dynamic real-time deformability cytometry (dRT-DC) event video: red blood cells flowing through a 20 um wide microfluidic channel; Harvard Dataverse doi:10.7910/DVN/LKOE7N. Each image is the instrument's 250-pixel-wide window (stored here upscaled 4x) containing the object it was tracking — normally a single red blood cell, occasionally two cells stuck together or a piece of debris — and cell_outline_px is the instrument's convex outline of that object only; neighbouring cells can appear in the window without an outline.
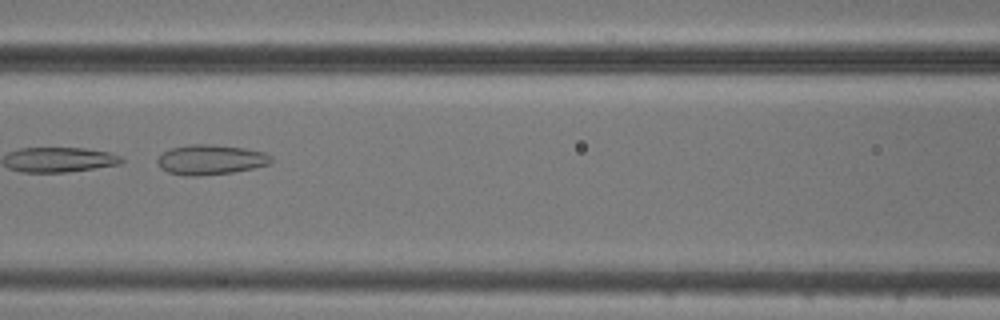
{"species": "common noctule bat (a hibernating species)", "species_latin": "Nyctalus noctula", "temperature_condition": "cold", "stored_images_in_passage": 13, "camera_frame_rate_fps": 3000, "um_per_image_px": 0.085, "animal": {"sex": "male", "body_mass_g": 20.5, "forearm_length_mm": 52.5}, "frame": {"image": 1, "passage_image": 6, "time_ms": 7.0, "image_size_px": [1000, 320], "cell_outline_px": [[272, 164], [232, 172], [200, 176], [184, 176], [168, 172], [160, 168], [156, 160], [164, 152], [172, 148], [192, 144], [208, 144], [244, 148], [264, 152], [272, 156]], "centroid_in_image_um": [17.91, 13.58], "position_along_channel_um": 148.7, "area_um2": 19.83}}
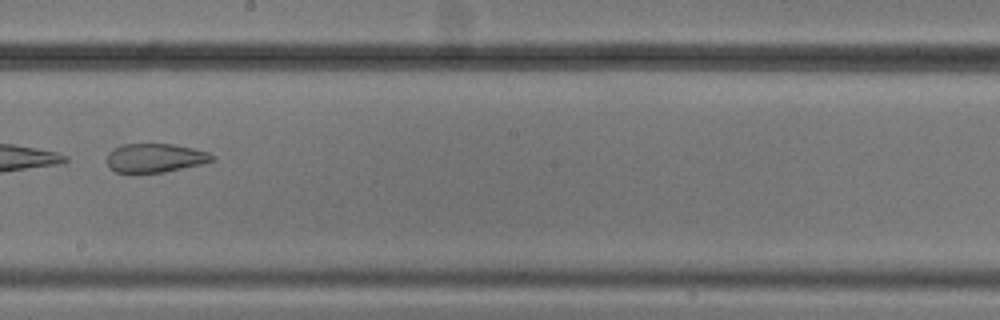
{"frame": {"image": 2, "passage_image": 8, "time_ms": 9.333, "image_size_px": [1000, 320], "cell_outline_px": [[216, 160], [204, 164], [164, 172], [136, 176], [132, 176], [116, 172], [108, 164], [108, 152], [112, 148], [120, 144], [172, 144], [192, 148], [208, 152], [216, 156]], "centroid_in_image_um": [13.17, 13.47], "position_along_channel_um": 235.0, "area_um2": 18.5}}
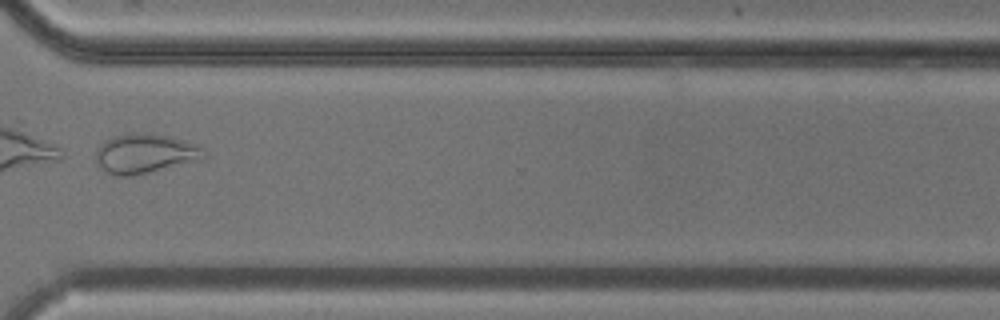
{"frame": {"image": 3, "passage_image": 11, "time_ms": 12.667, "image_size_px": [1000, 320], "cell_outline_px": [[208, 156], [200, 160], [136, 176], [116, 176], [108, 172], [96, 160], [96, 148], [104, 140], [112, 136], [124, 132], [140, 132], [172, 136], [184, 140], [200, 148]], "centroid_in_image_um": [12.31, 13.04], "position_along_channel_um": 358.3, "area_um2": 25.14}, "authors_computed_cell_mechanics": {"area_um2": 25.143, "velocity_mm_per_s": 3.6883, "shape_relaxation_time_tau1_ms": 4.3153, "shape_relaxation_time_tau2_ms": 1.1955, "deformation_change_tau1": 0.1891, "deformation_change_tau2": 0.0669}}